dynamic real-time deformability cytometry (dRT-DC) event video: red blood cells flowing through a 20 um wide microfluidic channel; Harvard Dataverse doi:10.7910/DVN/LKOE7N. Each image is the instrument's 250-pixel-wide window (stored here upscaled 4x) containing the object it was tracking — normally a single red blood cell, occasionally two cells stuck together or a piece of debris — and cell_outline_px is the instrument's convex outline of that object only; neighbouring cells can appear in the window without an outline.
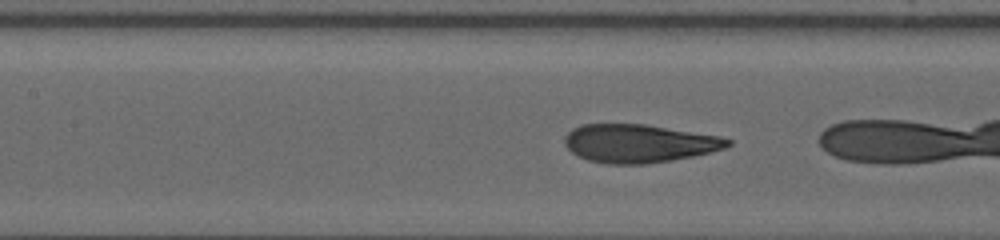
{"species": "human", "species_latin": "Homo sapiens", "temperature_condition": "warm", "stored_images_in_passage": 41, "camera_frame_rate_fps": 3000, "um_per_image_px": 0.085, "donor": {"sex": "female"}, "frame": {"image": 1, "passage_image": 29, "time_ms": 10.0, "image_size_px": [1000, 240], "cell_outline_px": [[732, 144], [724, 148], [692, 156], [672, 160], [644, 164], [608, 164], [588, 160], [576, 156], [564, 144], [564, 136], [572, 128], [580, 124], [644, 124], [720, 136], [732, 140]], "centroid_in_image_um": [54.27, 12.19], "position_along_channel_um": 153.1, "area_um2": 36.36}}
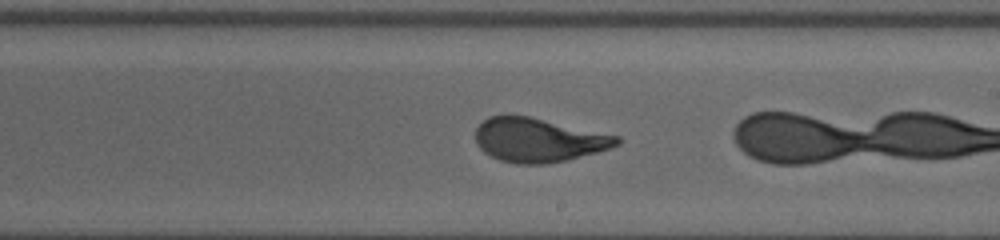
{"frame": {"image": 2, "passage_image": 40, "time_ms": 13.333, "image_size_px": [1000, 240], "cell_outline_px": [[620, 144], [596, 152], [568, 160], [544, 164], [516, 164], [500, 160], [484, 152], [476, 144], [476, 128], [488, 116], [528, 116], [620, 136]], "centroid_in_image_um": [45.76, 11.91], "position_along_channel_um": 243.2, "area_um2": 35.95}}